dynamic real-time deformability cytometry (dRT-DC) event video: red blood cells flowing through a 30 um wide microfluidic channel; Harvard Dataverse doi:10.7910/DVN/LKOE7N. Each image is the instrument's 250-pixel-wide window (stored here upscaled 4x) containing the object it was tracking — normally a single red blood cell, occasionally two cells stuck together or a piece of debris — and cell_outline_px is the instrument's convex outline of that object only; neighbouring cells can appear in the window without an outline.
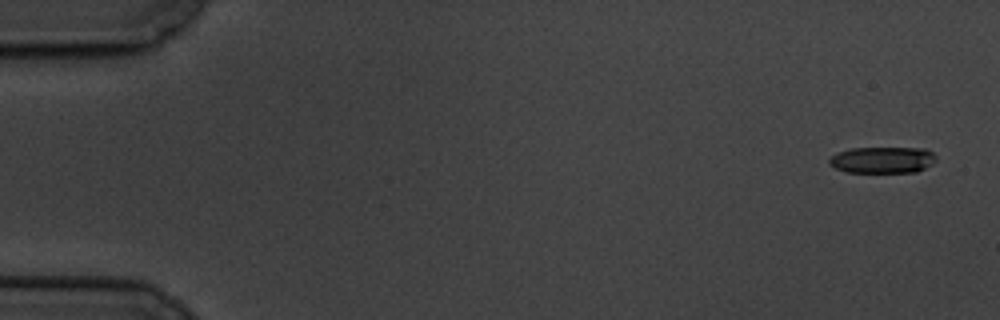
{"species": "common noctule bat (a hibernating species)", "species_latin": "Nyctalus noctula", "temperature_condition": "cold", "stored_images_in_passage": 6, "camera_frame_rate_fps": 3000, "um_per_image_px": 0.085, "animal": {"sex": "male", "body_mass_g": 19.5, "forearm_length_mm": 54.6}, "frame": {"image": 1, "passage_image": 1, "time_ms": 0.0, "image_size_px": [1000, 320], "cell_outline_px": [[936, 160], [932, 164], [916, 172], [848, 172], [836, 168], [828, 164], [828, 160], [836, 152], [852, 148], [924, 148], [932, 152], [936, 156]], "centroid_in_image_um": [75.01, 13.59], "position_along_channel_um": 10.0, "area_um2": 16.47}}